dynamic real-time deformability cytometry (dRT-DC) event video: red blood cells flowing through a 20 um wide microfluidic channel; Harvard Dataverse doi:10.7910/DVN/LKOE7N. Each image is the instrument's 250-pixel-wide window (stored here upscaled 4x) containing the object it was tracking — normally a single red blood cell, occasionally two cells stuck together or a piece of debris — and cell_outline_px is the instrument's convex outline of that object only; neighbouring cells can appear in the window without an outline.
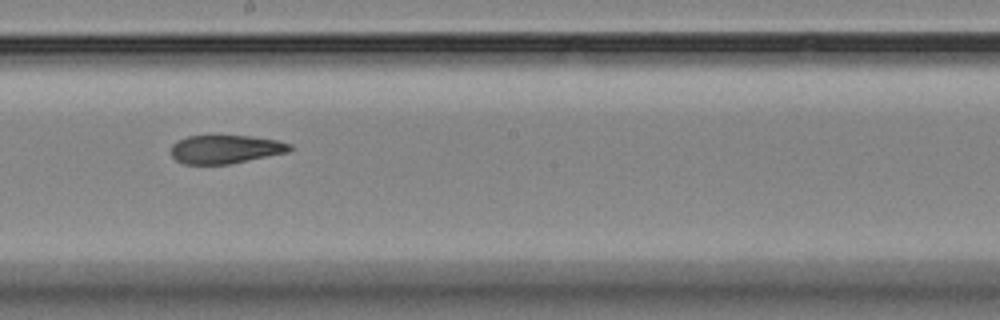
{"species": "Egyptian fruit bat (a non-hibernating species)", "species_latin": "Rousettus aegyptiacus", "temperature_condition": "room temperature", "stored_images_in_passage": 14, "camera_frame_rate_fps": 3000, "um_per_image_px": 0.085, "animal": {"sex": "female"}, "frame": {"image": 1, "passage_image": 7, "time_ms": 9.667, "image_size_px": [1000, 320], "cell_outline_px": [[292, 148], [288, 152], [228, 164], [184, 164], [176, 160], [172, 156], [172, 144], [188, 136], [252, 136], [276, 140], [292, 144]], "centroid_in_image_um": [19.18, 12.68], "position_along_channel_um": 229.0, "area_um2": 19.48}}
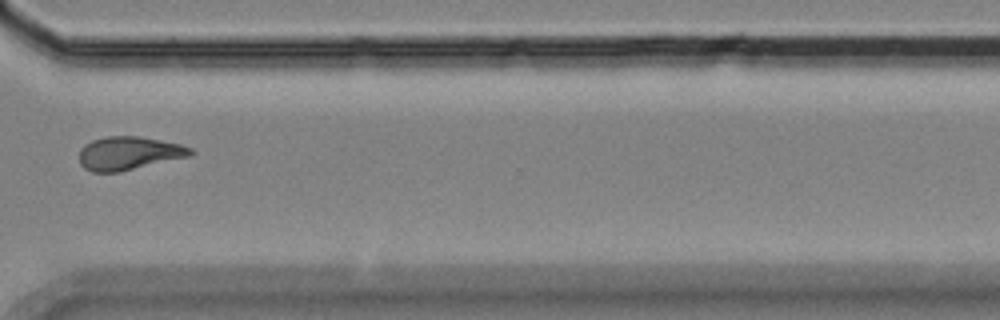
{"frame": {"image": 2, "passage_image": 10, "time_ms": 13.333, "image_size_px": [1000, 320], "cell_outline_px": [[192, 152], [188, 156], [120, 172], [92, 172], [84, 168], [80, 164], [80, 148], [84, 144], [92, 140], [104, 136], [140, 136], [180, 144], [192, 148]], "centroid_in_image_um": [10.9, 13.02], "position_along_channel_um": 359.7, "area_um2": 21.56}}
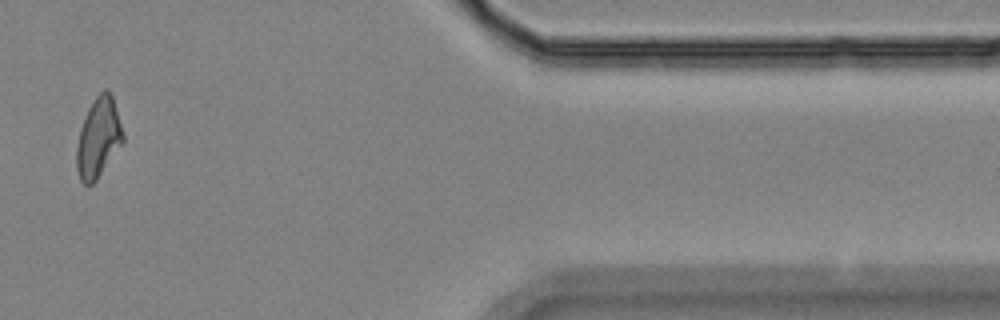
{"frame": {"image": 3, "passage_image": 12, "time_ms": 15.667, "image_size_px": [1000, 320], "cell_outline_px": [[124, 140], [96, 180], [92, 184], [84, 184], [80, 180], [76, 168], [76, 148], [80, 128], [88, 108], [96, 96], [104, 88], [108, 88], [112, 96], [124, 136]], "centroid_in_image_um": [8.34, 11.7], "position_along_channel_um": 403.1, "area_um2": 21.27}, "authors_computed_cell_mechanics": {"area_um2": 21.5883, "velocity_mm_per_s": 3.5696, "shape_relaxation_time_tau1_ms": null, "shape_relaxation_time_tau2_ms": 3.7887, "deformation_change_tau1": null, "deformation_change_tau2": 0.0877}}